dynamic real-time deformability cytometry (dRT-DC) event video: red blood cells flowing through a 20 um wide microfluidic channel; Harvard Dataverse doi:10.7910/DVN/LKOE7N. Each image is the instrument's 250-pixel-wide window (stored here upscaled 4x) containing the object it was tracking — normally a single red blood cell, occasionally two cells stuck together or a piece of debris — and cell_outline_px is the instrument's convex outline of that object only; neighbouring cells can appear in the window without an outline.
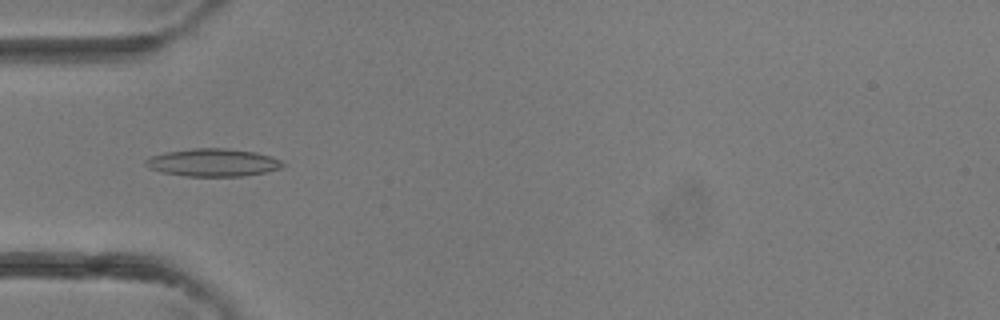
{"species": "common noctule bat (a hibernating species)", "species_latin": "Nyctalus noctula", "temperature_condition": "room temperature", "stored_images_in_passage": 3, "camera_frame_rate_fps": 3000, "um_per_image_px": 0.085, "animal": {"sex": "female"}, "frame": {"image": 1, "passage_image": 3, "time_ms": 0.667, "image_size_px": [1000, 320], "cell_outline_px": [[284, 168], [268, 172], [244, 176], [184, 176], [160, 172], [148, 168], [144, 164], [144, 160], [152, 156], [164, 152], [192, 148], [224, 148], [256, 152], [272, 156], [280, 160], [284, 164]], "centroid_in_image_um": [18.11, 13.82], "position_along_channel_um": 66.9, "area_um2": 22.48}}